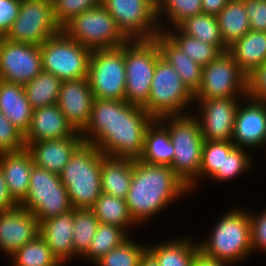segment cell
I'll return each instance as SVG.
<instances>
[{
  "label": "cell",
  "mask_w": 266,
  "mask_h": 266,
  "mask_svg": "<svg viewBox=\"0 0 266 266\" xmlns=\"http://www.w3.org/2000/svg\"><path fill=\"white\" fill-rule=\"evenodd\" d=\"M0 111L23 134L30 127L32 111L22 84L0 80Z\"/></svg>",
  "instance_id": "484cf974"
},
{
  "label": "cell",
  "mask_w": 266,
  "mask_h": 266,
  "mask_svg": "<svg viewBox=\"0 0 266 266\" xmlns=\"http://www.w3.org/2000/svg\"><path fill=\"white\" fill-rule=\"evenodd\" d=\"M133 175V160L102 155V193L126 199Z\"/></svg>",
  "instance_id": "4316f807"
},
{
  "label": "cell",
  "mask_w": 266,
  "mask_h": 266,
  "mask_svg": "<svg viewBox=\"0 0 266 266\" xmlns=\"http://www.w3.org/2000/svg\"><path fill=\"white\" fill-rule=\"evenodd\" d=\"M21 7V0H0V37L9 30L17 18Z\"/></svg>",
  "instance_id": "7dc6e473"
},
{
  "label": "cell",
  "mask_w": 266,
  "mask_h": 266,
  "mask_svg": "<svg viewBox=\"0 0 266 266\" xmlns=\"http://www.w3.org/2000/svg\"><path fill=\"white\" fill-rule=\"evenodd\" d=\"M118 29L129 40H152L161 32L156 0H102Z\"/></svg>",
  "instance_id": "4fadbf2b"
},
{
  "label": "cell",
  "mask_w": 266,
  "mask_h": 266,
  "mask_svg": "<svg viewBox=\"0 0 266 266\" xmlns=\"http://www.w3.org/2000/svg\"><path fill=\"white\" fill-rule=\"evenodd\" d=\"M173 156L174 148L168 129L158 119H154L145 132L142 156L139 160L170 167Z\"/></svg>",
  "instance_id": "f1b7e54d"
},
{
  "label": "cell",
  "mask_w": 266,
  "mask_h": 266,
  "mask_svg": "<svg viewBox=\"0 0 266 266\" xmlns=\"http://www.w3.org/2000/svg\"><path fill=\"white\" fill-rule=\"evenodd\" d=\"M39 230L36 216L20 206L0 212V253L9 259L18 249L33 241Z\"/></svg>",
  "instance_id": "ac0fdd59"
},
{
  "label": "cell",
  "mask_w": 266,
  "mask_h": 266,
  "mask_svg": "<svg viewBox=\"0 0 266 266\" xmlns=\"http://www.w3.org/2000/svg\"><path fill=\"white\" fill-rule=\"evenodd\" d=\"M90 209L100 223L116 225L123 228L128 234L134 229L138 230L139 226L130 216L126 201L123 199L101 193Z\"/></svg>",
  "instance_id": "4dcf8cb0"
},
{
  "label": "cell",
  "mask_w": 266,
  "mask_h": 266,
  "mask_svg": "<svg viewBox=\"0 0 266 266\" xmlns=\"http://www.w3.org/2000/svg\"><path fill=\"white\" fill-rule=\"evenodd\" d=\"M248 209L250 221L252 254L266 253V208L254 211Z\"/></svg>",
  "instance_id": "ee69618b"
},
{
  "label": "cell",
  "mask_w": 266,
  "mask_h": 266,
  "mask_svg": "<svg viewBox=\"0 0 266 266\" xmlns=\"http://www.w3.org/2000/svg\"><path fill=\"white\" fill-rule=\"evenodd\" d=\"M8 261L9 266H63L40 235L18 249Z\"/></svg>",
  "instance_id": "8d00e7d4"
},
{
  "label": "cell",
  "mask_w": 266,
  "mask_h": 266,
  "mask_svg": "<svg viewBox=\"0 0 266 266\" xmlns=\"http://www.w3.org/2000/svg\"><path fill=\"white\" fill-rule=\"evenodd\" d=\"M87 78L94 98L125 100L124 45L92 50Z\"/></svg>",
  "instance_id": "7c38bea8"
},
{
  "label": "cell",
  "mask_w": 266,
  "mask_h": 266,
  "mask_svg": "<svg viewBox=\"0 0 266 266\" xmlns=\"http://www.w3.org/2000/svg\"><path fill=\"white\" fill-rule=\"evenodd\" d=\"M130 236L118 247L113 248L107 254L96 261L94 266H138L141 257L147 251V244ZM139 242V243H138Z\"/></svg>",
  "instance_id": "ab89813d"
},
{
  "label": "cell",
  "mask_w": 266,
  "mask_h": 266,
  "mask_svg": "<svg viewBox=\"0 0 266 266\" xmlns=\"http://www.w3.org/2000/svg\"><path fill=\"white\" fill-rule=\"evenodd\" d=\"M164 33L197 64L204 67L215 60L221 51L214 45L207 44L183 33L178 27L168 28Z\"/></svg>",
  "instance_id": "d590c367"
},
{
  "label": "cell",
  "mask_w": 266,
  "mask_h": 266,
  "mask_svg": "<svg viewBox=\"0 0 266 266\" xmlns=\"http://www.w3.org/2000/svg\"><path fill=\"white\" fill-rule=\"evenodd\" d=\"M234 147L235 145L232 141L204 140L199 172V185L203 180H209L216 172H223L224 153H229Z\"/></svg>",
  "instance_id": "60d3db41"
},
{
  "label": "cell",
  "mask_w": 266,
  "mask_h": 266,
  "mask_svg": "<svg viewBox=\"0 0 266 266\" xmlns=\"http://www.w3.org/2000/svg\"><path fill=\"white\" fill-rule=\"evenodd\" d=\"M157 242V243H156ZM147 243V250L155 257L160 266H191L195 255L200 251L198 240L180 234L165 241Z\"/></svg>",
  "instance_id": "d4e9b609"
},
{
  "label": "cell",
  "mask_w": 266,
  "mask_h": 266,
  "mask_svg": "<svg viewBox=\"0 0 266 266\" xmlns=\"http://www.w3.org/2000/svg\"><path fill=\"white\" fill-rule=\"evenodd\" d=\"M191 266H232V265L223 261H219L217 259L207 257L201 251H199L195 255Z\"/></svg>",
  "instance_id": "f907efd6"
},
{
  "label": "cell",
  "mask_w": 266,
  "mask_h": 266,
  "mask_svg": "<svg viewBox=\"0 0 266 266\" xmlns=\"http://www.w3.org/2000/svg\"><path fill=\"white\" fill-rule=\"evenodd\" d=\"M93 102L88 78L62 81L57 105L76 131L82 132L89 123Z\"/></svg>",
  "instance_id": "d6986e66"
},
{
  "label": "cell",
  "mask_w": 266,
  "mask_h": 266,
  "mask_svg": "<svg viewBox=\"0 0 266 266\" xmlns=\"http://www.w3.org/2000/svg\"><path fill=\"white\" fill-rule=\"evenodd\" d=\"M246 97L266 101V62L246 74Z\"/></svg>",
  "instance_id": "f6af8a7d"
},
{
  "label": "cell",
  "mask_w": 266,
  "mask_h": 266,
  "mask_svg": "<svg viewBox=\"0 0 266 266\" xmlns=\"http://www.w3.org/2000/svg\"><path fill=\"white\" fill-rule=\"evenodd\" d=\"M132 234H128L123 228L116 225L99 223L98 229L92 238L88 250L80 257L81 261L93 265L102 256L113 248L118 247Z\"/></svg>",
  "instance_id": "836d02e7"
},
{
  "label": "cell",
  "mask_w": 266,
  "mask_h": 266,
  "mask_svg": "<svg viewBox=\"0 0 266 266\" xmlns=\"http://www.w3.org/2000/svg\"><path fill=\"white\" fill-rule=\"evenodd\" d=\"M232 143L252 153L256 148L266 151V101L248 97L241 100L235 116Z\"/></svg>",
  "instance_id": "e0dca14e"
},
{
  "label": "cell",
  "mask_w": 266,
  "mask_h": 266,
  "mask_svg": "<svg viewBox=\"0 0 266 266\" xmlns=\"http://www.w3.org/2000/svg\"><path fill=\"white\" fill-rule=\"evenodd\" d=\"M102 152L83 143L59 174L74 209H90L100 197Z\"/></svg>",
  "instance_id": "5b68a950"
},
{
  "label": "cell",
  "mask_w": 266,
  "mask_h": 266,
  "mask_svg": "<svg viewBox=\"0 0 266 266\" xmlns=\"http://www.w3.org/2000/svg\"><path fill=\"white\" fill-rule=\"evenodd\" d=\"M73 225L74 209L43 220L39 224V235L63 266L71 263L70 261L74 258Z\"/></svg>",
  "instance_id": "7402d4cb"
},
{
  "label": "cell",
  "mask_w": 266,
  "mask_h": 266,
  "mask_svg": "<svg viewBox=\"0 0 266 266\" xmlns=\"http://www.w3.org/2000/svg\"><path fill=\"white\" fill-rule=\"evenodd\" d=\"M192 194L169 166L133 160V175L126 196L128 211L139 226L146 225L172 204ZM148 222V223H147Z\"/></svg>",
  "instance_id": "7a4b0ae2"
},
{
  "label": "cell",
  "mask_w": 266,
  "mask_h": 266,
  "mask_svg": "<svg viewBox=\"0 0 266 266\" xmlns=\"http://www.w3.org/2000/svg\"><path fill=\"white\" fill-rule=\"evenodd\" d=\"M62 81L51 73L40 72L32 81L23 85L31 108L37 109L57 104Z\"/></svg>",
  "instance_id": "e575fe53"
},
{
  "label": "cell",
  "mask_w": 266,
  "mask_h": 266,
  "mask_svg": "<svg viewBox=\"0 0 266 266\" xmlns=\"http://www.w3.org/2000/svg\"><path fill=\"white\" fill-rule=\"evenodd\" d=\"M99 223L91 209H74V259L80 260V257L88 250Z\"/></svg>",
  "instance_id": "f35d334b"
},
{
  "label": "cell",
  "mask_w": 266,
  "mask_h": 266,
  "mask_svg": "<svg viewBox=\"0 0 266 266\" xmlns=\"http://www.w3.org/2000/svg\"><path fill=\"white\" fill-rule=\"evenodd\" d=\"M54 17L61 28L74 16L102 4V0H52Z\"/></svg>",
  "instance_id": "b9f144b4"
},
{
  "label": "cell",
  "mask_w": 266,
  "mask_h": 266,
  "mask_svg": "<svg viewBox=\"0 0 266 266\" xmlns=\"http://www.w3.org/2000/svg\"><path fill=\"white\" fill-rule=\"evenodd\" d=\"M25 148L24 134L0 111V154L14 153Z\"/></svg>",
  "instance_id": "7bdbcfd3"
},
{
  "label": "cell",
  "mask_w": 266,
  "mask_h": 266,
  "mask_svg": "<svg viewBox=\"0 0 266 266\" xmlns=\"http://www.w3.org/2000/svg\"><path fill=\"white\" fill-rule=\"evenodd\" d=\"M158 120L168 129L174 148L170 167L193 194V191L199 189V172L204 143L200 123L192 113L166 116Z\"/></svg>",
  "instance_id": "277c9868"
},
{
  "label": "cell",
  "mask_w": 266,
  "mask_h": 266,
  "mask_svg": "<svg viewBox=\"0 0 266 266\" xmlns=\"http://www.w3.org/2000/svg\"><path fill=\"white\" fill-rule=\"evenodd\" d=\"M246 97V74L228 52L203 67L202 80L194 99Z\"/></svg>",
  "instance_id": "5bb4252c"
},
{
  "label": "cell",
  "mask_w": 266,
  "mask_h": 266,
  "mask_svg": "<svg viewBox=\"0 0 266 266\" xmlns=\"http://www.w3.org/2000/svg\"><path fill=\"white\" fill-rule=\"evenodd\" d=\"M177 27L188 36L216 46L221 52L228 50L221 36L217 16L197 14L186 18Z\"/></svg>",
  "instance_id": "1f68e13d"
},
{
  "label": "cell",
  "mask_w": 266,
  "mask_h": 266,
  "mask_svg": "<svg viewBox=\"0 0 266 266\" xmlns=\"http://www.w3.org/2000/svg\"><path fill=\"white\" fill-rule=\"evenodd\" d=\"M19 206L33 213L39 224L74 209L60 175L35 165L31 169L27 197Z\"/></svg>",
  "instance_id": "30bf717a"
},
{
  "label": "cell",
  "mask_w": 266,
  "mask_h": 266,
  "mask_svg": "<svg viewBox=\"0 0 266 266\" xmlns=\"http://www.w3.org/2000/svg\"><path fill=\"white\" fill-rule=\"evenodd\" d=\"M250 30L266 32V0H244Z\"/></svg>",
  "instance_id": "bcb514c9"
},
{
  "label": "cell",
  "mask_w": 266,
  "mask_h": 266,
  "mask_svg": "<svg viewBox=\"0 0 266 266\" xmlns=\"http://www.w3.org/2000/svg\"><path fill=\"white\" fill-rule=\"evenodd\" d=\"M138 266H160L155 257L147 250L141 257Z\"/></svg>",
  "instance_id": "816d5d0a"
},
{
  "label": "cell",
  "mask_w": 266,
  "mask_h": 266,
  "mask_svg": "<svg viewBox=\"0 0 266 266\" xmlns=\"http://www.w3.org/2000/svg\"><path fill=\"white\" fill-rule=\"evenodd\" d=\"M159 48L152 40H133L124 44L126 68L125 100L143 106L150 95Z\"/></svg>",
  "instance_id": "9c48e42d"
},
{
  "label": "cell",
  "mask_w": 266,
  "mask_h": 266,
  "mask_svg": "<svg viewBox=\"0 0 266 266\" xmlns=\"http://www.w3.org/2000/svg\"><path fill=\"white\" fill-rule=\"evenodd\" d=\"M18 206L9 193L4 173L0 168V212L10 211Z\"/></svg>",
  "instance_id": "c3c4849f"
},
{
  "label": "cell",
  "mask_w": 266,
  "mask_h": 266,
  "mask_svg": "<svg viewBox=\"0 0 266 266\" xmlns=\"http://www.w3.org/2000/svg\"><path fill=\"white\" fill-rule=\"evenodd\" d=\"M252 154V155H251ZM253 153L249 150L234 147L229 153H224L223 172H216L209 181L213 183H224L232 180L239 179L248 174L252 169H255V160ZM254 160V161H253ZM243 174V175H242Z\"/></svg>",
  "instance_id": "74e56055"
},
{
  "label": "cell",
  "mask_w": 266,
  "mask_h": 266,
  "mask_svg": "<svg viewBox=\"0 0 266 266\" xmlns=\"http://www.w3.org/2000/svg\"><path fill=\"white\" fill-rule=\"evenodd\" d=\"M239 203L221 213L208 236L198 241L199 250L207 257L238 266L253 256L248 209ZM222 216V217H221Z\"/></svg>",
  "instance_id": "3957f363"
},
{
  "label": "cell",
  "mask_w": 266,
  "mask_h": 266,
  "mask_svg": "<svg viewBox=\"0 0 266 266\" xmlns=\"http://www.w3.org/2000/svg\"><path fill=\"white\" fill-rule=\"evenodd\" d=\"M230 0H202V13L217 16Z\"/></svg>",
  "instance_id": "681fc988"
},
{
  "label": "cell",
  "mask_w": 266,
  "mask_h": 266,
  "mask_svg": "<svg viewBox=\"0 0 266 266\" xmlns=\"http://www.w3.org/2000/svg\"><path fill=\"white\" fill-rule=\"evenodd\" d=\"M153 120L142 106L126 100L94 98L90 121L81 135L84 143L96 146L105 156L139 160Z\"/></svg>",
  "instance_id": "6da1fadb"
},
{
  "label": "cell",
  "mask_w": 266,
  "mask_h": 266,
  "mask_svg": "<svg viewBox=\"0 0 266 266\" xmlns=\"http://www.w3.org/2000/svg\"><path fill=\"white\" fill-rule=\"evenodd\" d=\"M194 95L184 85L172 65L161 56L157 59L150 95L142 106L153 118L181 116L192 113Z\"/></svg>",
  "instance_id": "8992f818"
},
{
  "label": "cell",
  "mask_w": 266,
  "mask_h": 266,
  "mask_svg": "<svg viewBox=\"0 0 266 266\" xmlns=\"http://www.w3.org/2000/svg\"><path fill=\"white\" fill-rule=\"evenodd\" d=\"M153 40L159 48L161 58L174 67L184 85L194 95L201 84L203 67L186 56L164 32L158 33Z\"/></svg>",
  "instance_id": "cb8c5ba5"
},
{
  "label": "cell",
  "mask_w": 266,
  "mask_h": 266,
  "mask_svg": "<svg viewBox=\"0 0 266 266\" xmlns=\"http://www.w3.org/2000/svg\"><path fill=\"white\" fill-rule=\"evenodd\" d=\"M43 71L61 81L88 77L92 51L68 37L63 31L40 45Z\"/></svg>",
  "instance_id": "ba28073f"
},
{
  "label": "cell",
  "mask_w": 266,
  "mask_h": 266,
  "mask_svg": "<svg viewBox=\"0 0 266 266\" xmlns=\"http://www.w3.org/2000/svg\"><path fill=\"white\" fill-rule=\"evenodd\" d=\"M224 44L229 47L249 30V20L243 1L230 0L217 15Z\"/></svg>",
  "instance_id": "f546056e"
},
{
  "label": "cell",
  "mask_w": 266,
  "mask_h": 266,
  "mask_svg": "<svg viewBox=\"0 0 266 266\" xmlns=\"http://www.w3.org/2000/svg\"><path fill=\"white\" fill-rule=\"evenodd\" d=\"M84 143L81 132L71 137L39 142H25L33 164L39 168L60 174L75 151Z\"/></svg>",
  "instance_id": "ffe728a7"
},
{
  "label": "cell",
  "mask_w": 266,
  "mask_h": 266,
  "mask_svg": "<svg viewBox=\"0 0 266 266\" xmlns=\"http://www.w3.org/2000/svg\"><path fill=\"white\" fill-rule=\"evenodd\" d=\"M62 31L91 51L121 47L129 41L102 4L74 16Z\"/></svg>",
  "instance_id": "52a82bcc"
},
{
  "label": "cell",
  "mask_w": 266,
  "mask_h": 266,
  "mask_svg": "<svg viewBox=\"0 0 266 266\" xmlns=\"http://www.w3.org/2000/svg\"><path fill=\"white\" fill-rule=\"evenodd\" d=\"M61 31L52 0H21L19 14L3 37L15 43L40 46Z\"/></svg>",
  "instance_id": "8fae6325"
},
{
  "label": "cell",
  "mask_w": 266,
  "mask_h": 266,
  "mask_svg": "<svg viewBox=\"0 0 266 266\" xmlns=\"http://www.w3.org/2000/svg\"><path fill=\"white\" fill-rule=\"evenodd\" d=\"M33 165L31 153L26 148L14 153L0 154V168L9 193L18 205L27 197Z\"/></svg>",
  "instance_id": "603a6c76"
},
{
  "label": "cell",
  "mask_w": 266,
  "mask_h": 266,
  "mask_svg": "<svg viewBox=\"0 0 266 266\" xmlns=\"http://www.w3.org/2000/svg\"><path fill=\"white\" fill-rule=\"evenodd\" d=\"M241 70L247 74L266 62V32L249 30L227 50Z\"/></svg>",
  "instance_id": "83f0119b"
},
{
  "label": "cell",
  "mask_w": 266,
  "mask_h": 266,
  "mask_svg": "<svg viewBox=\"0 0 266 266\" xmlns=\"http://www.w3.org/2000/svg\"><path fill=\"white\" fill-rule=\"evenodd\" d=\"M76 132L58 105L53 104L32 111L30 127L24 134V142L64 139Z\"/></svg>",
  "instance_id": "44dd1931"
},
{
  "label": "cell",
  "mask_w": 266,
  "mask_h": 266,
  "mask_svg": "<svg viewBox=\"0 0 266 266\" xmlns=\"http://www.w3.org/2000/svg\"><path fill=\"white\" fill-rule=\"evenodd\" d=\"M159 28L164 32L186 18L202 13V0H156Z\"/></svg>",
  "instance_id": "d6a6232c"
},
{
  "label": "cell",
  "mask_w": 266,
  "mask_h": 266,
  "mask_svg": "<svg viewBox=\"0 0 266 266\" xmlns=\"http://www.w3.org/2000/svg\"><path fill=\"white\" fill-rule=\"evenodd\" d=\"M243 98L194 99L192 114L200 123L204 140L232 141L236 112Z\"/></svg>",
  "instance_id": "9a60e30c"
},
{
  "label": "cell",
  "mask_w": 266,
  "mask_h": 266,
  "mask_svg": "<svg viewBox=\"0 0 266 266\" xmlns=\"http://www.w3.org/2000/svg\"><path fill=\"white\" fill-rule=\"evenodd\" d=\"M42 71L40 46L0 37V80L24 85Z\"/></svg>",
  "instance_id": "2e32d148"
}]
</instances>
